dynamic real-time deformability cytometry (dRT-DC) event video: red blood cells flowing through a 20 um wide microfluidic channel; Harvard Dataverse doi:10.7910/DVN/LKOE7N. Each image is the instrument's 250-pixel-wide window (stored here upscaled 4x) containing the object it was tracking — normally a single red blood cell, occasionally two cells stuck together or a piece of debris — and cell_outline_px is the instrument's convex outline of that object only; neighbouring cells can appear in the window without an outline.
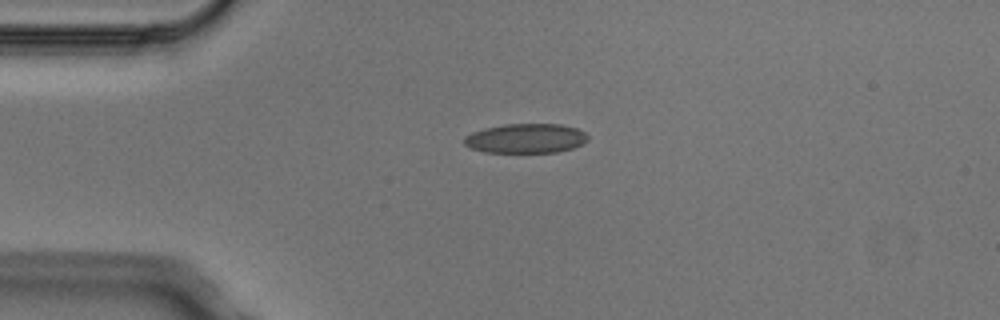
{"species": "Egyptian fruit bat (a non-hibernating species)", "species_latin": "Rousettus aegyptiacus", "temperature_condition": "cold", "stored_images_in_passage": 4, "camera_frame_rate_fps": 3000, "um_per_image_px": 0.085, "animal": {"sex": "male"}, "frame": {"image": 1, "passage_image": 1, "time_ms": 0.0, "image_size_px": [1000, 320], "cell_outline_px": [[588, 140], [572, 148], [556, 152], [484, 152], [472, 148], [464, 144], [464, 136], [472, 132], [484, 128], [504, 124], [560, 124], [576, 128], [584, 132], [588, 136]], "centroid_in_image_um": [44.67, 11.75], "position_along_channel_um": 40.3, "area_um2": 21.15}}
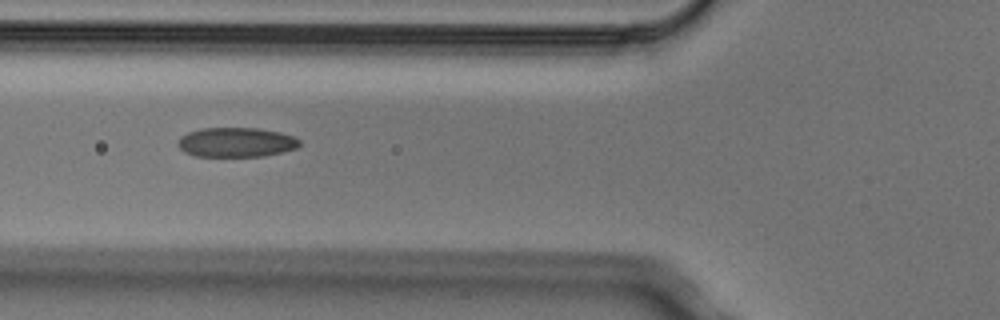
{"frame": {"image": 2, "passage_image": 3, "time_ms": 0.667, "image_size_px": [1000, 320], "cell_outline_px": [[300, 144], [296, 148], [264, 156], [196, 156], [184, 152], [176, 144], [176, 140], [180, 136], [188, 132], [200, 128], [260, 128], [280, 132], [292, 136], [300, 140]], "centroid_in_image_um": [20.03, 12.08], "position_along_channel_um": 105.8, "area_um2": 21.04}}
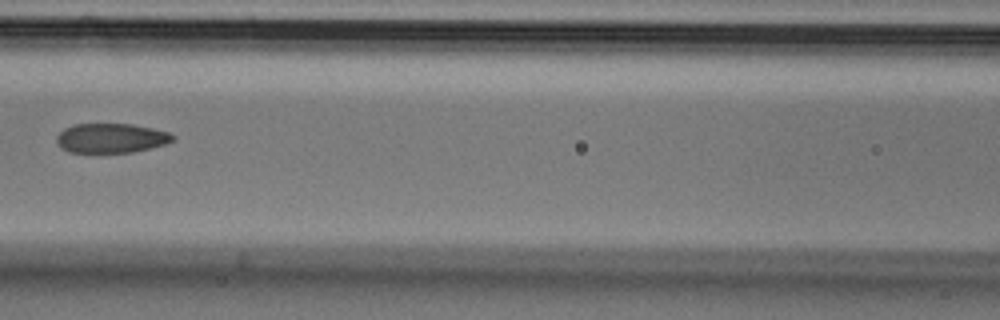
{"frame": {"image": 3, "passage_image": 4, "time_ms": 1.0, "image_size_px": [1000, 320], "cell_outline_px": [[176, 140], [152, 148], [132, 152], [68, 152], [60, 148], [56, 144], [56, 136], [64, 128], [72, 124], [132, 124], [152, 128], [168, 132], [176, 136]], "centroid_in_image_um": [9.43, 11.74], "position_along_channel_um": 157.2, "area_um2": 20.17}}